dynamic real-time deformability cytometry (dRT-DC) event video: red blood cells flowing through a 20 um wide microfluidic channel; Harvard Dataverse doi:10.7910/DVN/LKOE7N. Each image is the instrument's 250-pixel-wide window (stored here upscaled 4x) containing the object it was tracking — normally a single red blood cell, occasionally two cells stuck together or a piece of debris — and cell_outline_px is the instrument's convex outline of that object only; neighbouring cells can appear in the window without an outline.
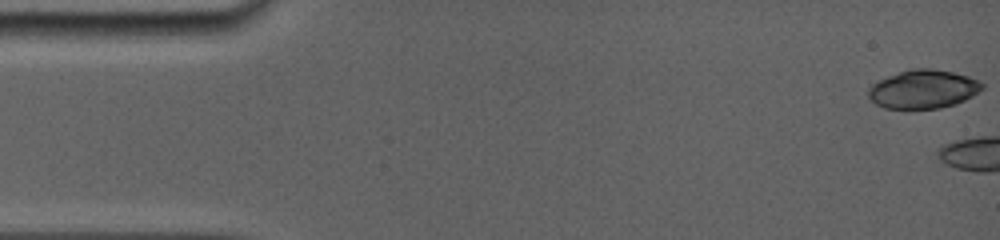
{"species": "common noctule bat (a hibernating species)", "species_latin": "Nyctalus noctula", "temperature_condition": "room temperature", "stored_images_in_passage": 5, "camera_frame_rate_fps": 5000, "um_per_image_px": 0.085, "animal": {"sex": "female", "body_mass_g": 19.0, "forearm_length_mm": 56.7}, "frame": {"image": 1, "passage_image": 1, "time_ms": 0.0, "image_size_px": [1000, 240], "cell_outline_px": [[984, 88], [972, 96], [956, 104], [940, 108], [904, 112], [884, 108], [876, 104], [868, 96], [868, 88], [872, 84], [888, 76], [912, 68], [932, 68], [952, 72], [968, 76], [980, 80], [984, 84]], "centroid_in_image_um": [78.46, 7.62], "position_along_channel_um": 6.5, "area_um2": 26.36}}